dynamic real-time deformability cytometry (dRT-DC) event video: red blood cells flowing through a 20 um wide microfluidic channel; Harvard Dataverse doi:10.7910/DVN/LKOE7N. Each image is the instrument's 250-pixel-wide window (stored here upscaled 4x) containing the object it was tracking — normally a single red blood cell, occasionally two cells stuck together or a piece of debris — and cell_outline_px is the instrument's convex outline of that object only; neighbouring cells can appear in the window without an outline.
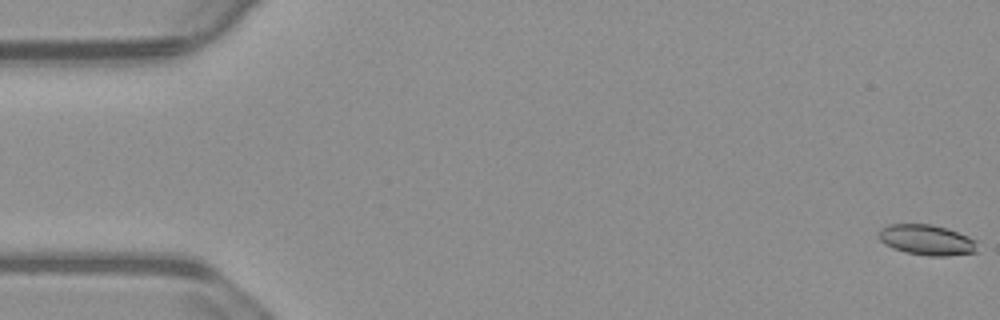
{"species": "common noctule bat (a hibernating species)", "species_latin": "Nyctalus noctula", "temperature_condition": "warm", "stored_images_in_passage": 56, "camera_frame_rate_fps": 3000, "um_per_image_px": 0.085, "animal": {"sex": "male", "body_mass_g": 23.1, "forearm_length_mm": 52.7}, "frame": {"image": 1, "passage_image": 1, "time_ms": 0.0, "image_size_px": [1000, 320], "cell_outline_px": [[976, 252], [948, 256], [928, 256], [904, 252], [892, 248], [884, 244], [880, 240], [880, 228], [888, 224], [932, 224], [948, 228], [968, 236], [976, 240]], "centroid_in_image_um": [78.77, 20.39], "position_along_channel_um": 6.2, "area_um2": 17.63}}
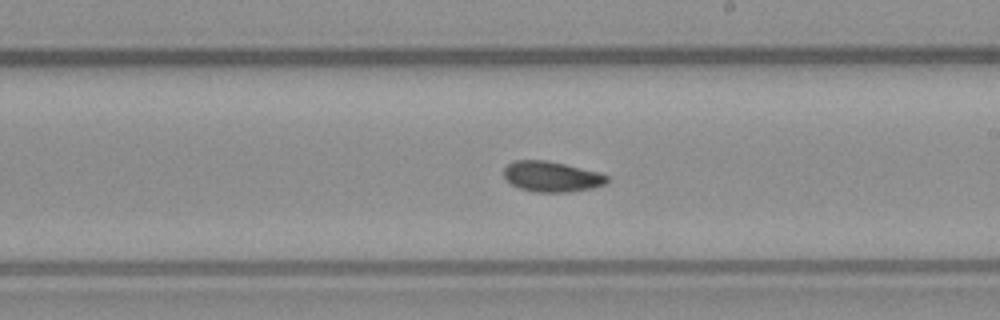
{"frame": {"image": 2, "passage_image": 32, "time_ms": 10.333, "image_size_px": [1000, 320], "cell_outline_px": [[608, 180], [604, 184], [592, 188], [568, 192], [536, 192], [520, 188], [512, 184], [504, 176], [504, 168], [512, 160], [544, 160], [564, 164], [600, 172], [608, 176]], "centroid_in_image_um": [46.89, 15.0], "position_along_channel_um": 242.1, "area_um2": 18.21}}
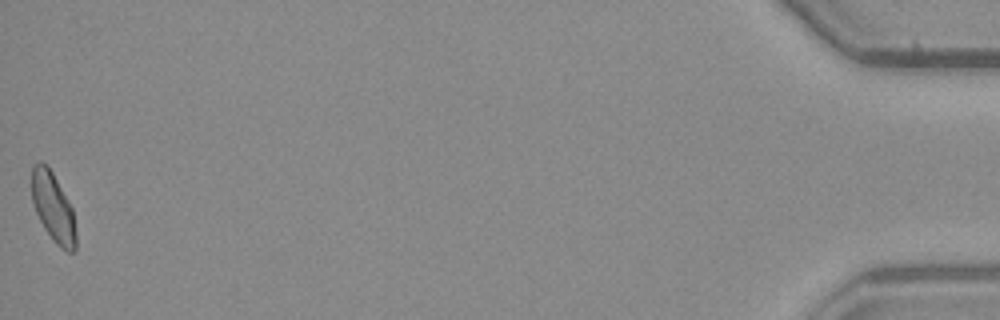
{"frame": {"image": 3, "passage_image": 56, "time_ms": 18.333, "image_size_px": [1000, 320], "cell_outline_px": [[76, 248], [72, 252], [68, 252], [60, 248], [52, 240], [44, 228], [36, 212], [32, 200], [32, 164], [40, 160], [52, 172], [68, 200], [72, 208], [76, 232]], "centroid_in_image_um": [4.52, 17.65], "position_along_channel_um": 430.7, "area_um2": 17.74}, "authors_computed_cell_mechanics": {"area_um2": 17.918, "velocity_mm_per_s": 3.7096, "shape_relaxation_time_tau1_ms": 6.4924, "shape_relaxation_time_tau2_ms": 2.9808, "deformation_change_tau1": 0.1581, "deformation_change_tau2": 0.0785}}